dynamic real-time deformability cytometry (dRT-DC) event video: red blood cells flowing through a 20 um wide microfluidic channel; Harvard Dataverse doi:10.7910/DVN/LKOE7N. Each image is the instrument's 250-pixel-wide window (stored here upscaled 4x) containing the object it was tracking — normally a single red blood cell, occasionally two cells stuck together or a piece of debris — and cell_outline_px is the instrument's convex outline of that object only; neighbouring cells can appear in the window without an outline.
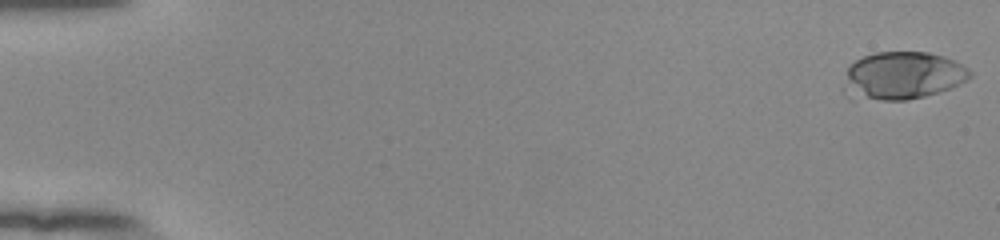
{"species": "human", "species_latin": "Homo sapiens", "temperature_condition": "room temperature", "stored_images_in_passage": 53, "camera_frame_rate_fps": 3000, "um_per_image_px": 0.085, "donor": {"sex": "female"}, "frame": {"image": 1, "passage_image": 1, "time_ms": 0.0, "image_size_px": [1000, 240], "cell_outline_px": [[972, 76], [968, 80], [952, 88], [940, 92], [908, 100], [848, 100], [844, 96], [848, 68], [856, 60], [864, 56], [876, 52], [928, 52], [944, 56], [956, 60], [968, 68], [972, 72]], "centroid_in_image_um": [76.73, 6.45], "position_along_channel_um": 8.3, "area_um2": 35.66}}
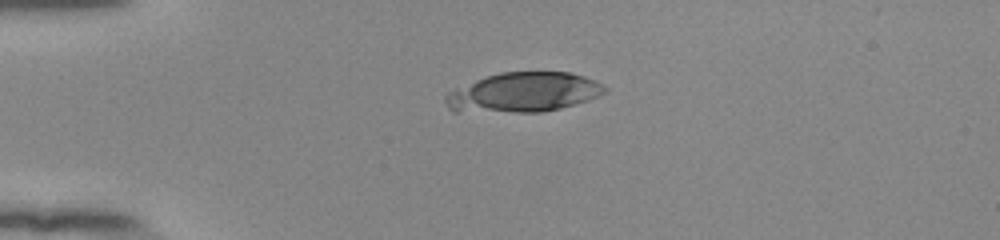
{"frame": {"image": 2, "passage_image": 14, "time_ms": 4.333, "image_size_px": [1000, 240], "cell_outline_px": [[608, 92], [588, 100], [560, 108], [540, 112], [452, 112], [448, 108], [444, 100], [444, 96], [448, 92], [456, 88], [476, 80], [500, 72], [568, 72], [584, 76], [608, 88]], "centroid_in_image_um": [44.46, 7.87], "position_along_channel_um": 40.5, "area_um2": 36.82}}